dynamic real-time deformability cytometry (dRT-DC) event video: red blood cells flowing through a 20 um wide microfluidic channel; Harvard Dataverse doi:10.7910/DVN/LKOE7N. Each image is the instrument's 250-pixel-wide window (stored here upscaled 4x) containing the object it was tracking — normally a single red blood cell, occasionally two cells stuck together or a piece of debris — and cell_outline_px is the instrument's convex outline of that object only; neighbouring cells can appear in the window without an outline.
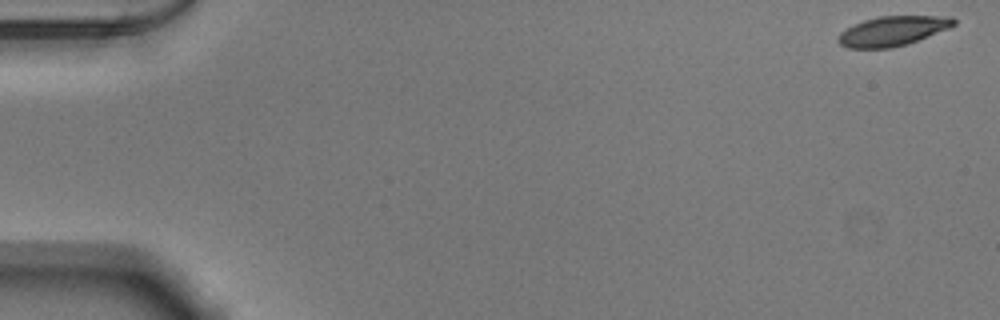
{"species": "Egyptian fruit bat (a non-hibernating species)", "species_latin": "Rousettus aegyptiacus", "temperature_condition": "warm", "stored_images_in_passage": 53, "camera_frame_rate_fps": 3000, "um_per_image_px": 0.085, "animal": {"sex": "male"}, "frame": {"image": 1, "passage_image": 1, "time_ms": 0.0, "image_size_px": [1000, 320], "cell_outline_px": [[956, 24], [948, 28], [908, 44], [892, 48], [848, 48], [840, 44], [836, 40], [840, 32], [864, 20], [880, 16], [952, 16], [956, 20]], "centroid_in_image_um": [75.88, 2.64], "position_along_channel_um": 9.1, "area_um2": 19.88}}
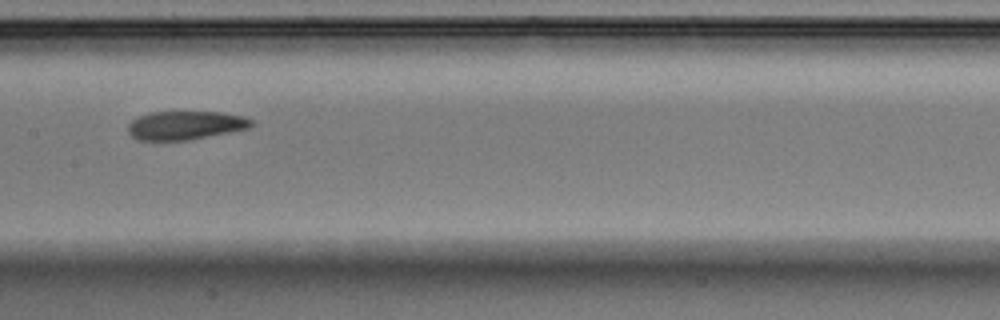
{"frame": {"image": 2, "passage_image": 27, "time_ms": 8.667, "image_size_px": [1000, 320], "cell_outline_px": [[252, 124], [248, 128], [188, 140], [140, 140], [132, 136], [128, 132], [128, 124], [132, 120], [148, 112], [224, 112], [244, 116], [252, 120]], "centroid_in_image_um": [15.74, 10.64], "position_along_channel_um": 191.7, "area_um2": 20.4}}
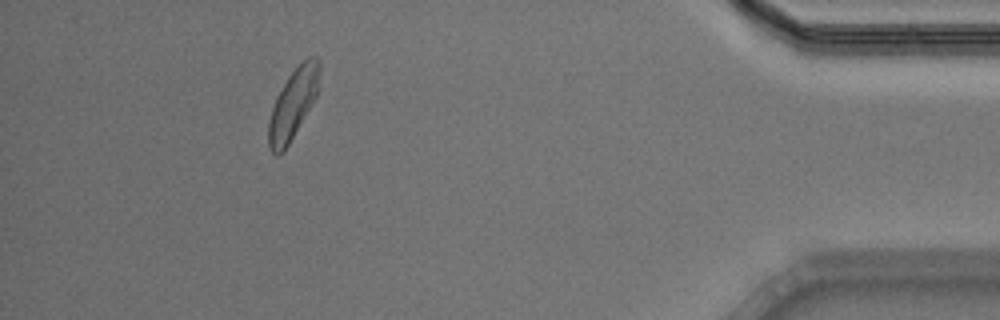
{"frame": {"image": 3, "passage_image": 48, "time_ms": 15.667, "image_size_px": [1000, 320], "cell_outline_px": [[320, 68], [316, 96], [284, 152], [280, 156], [276, 156], [268, 148], [268, 124], [272, 108], [276, 96], [288, 76], [308, 56], [316, 56], [320, 60]], "centroid_in_image_um": [24.88, 8.86], "position_along_channel_um": 410.3, "area_um2": 20.58}, "authors_computed_cell_mechanics": {"area_um2": 20.9236, "velocity_mm_per_s": 3.863, "shape_relaxation_time_tau1_ms": 10.9021, "shape_relaxation_time_tau2_ms": 3.5088, "deformation_change_tau1": 0.2442, "deformation_change_tau2": 0.1015}}